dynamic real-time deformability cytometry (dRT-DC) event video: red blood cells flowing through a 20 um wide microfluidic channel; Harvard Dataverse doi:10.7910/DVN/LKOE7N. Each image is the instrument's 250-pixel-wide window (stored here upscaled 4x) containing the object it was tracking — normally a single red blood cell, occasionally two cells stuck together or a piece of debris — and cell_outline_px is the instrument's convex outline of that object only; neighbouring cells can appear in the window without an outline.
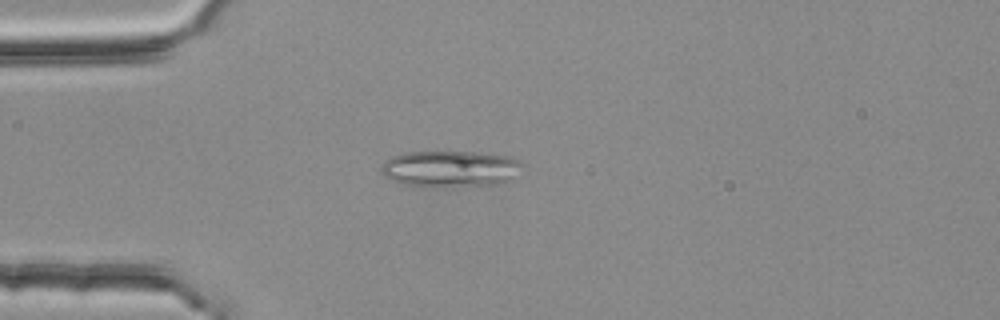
{"species": "common noctule bat (a hibernating species)", "species_latin": "Nyctalus noctula", "temperature_condition": "room temperature", "stored_images_in_passage": 2, "camera_frame_rate_fps": 3000, "um_per_image_px": 0.085, "animal": {"sex": "female", "body_mass_g": 25.1}, "frame": {"image": 1, "passage_image": 2, "time_ms": 0.333, "image_size_px": [1000, 320], "cell_outline_px": [[524, 164], [520, 176], [500, 184], [444, 188], [424, 188], [404, 184], [392, 180], [384, 176], [380, 172], [380, 168], [384, 160], [392, 156], [404, 152], [480, 152], [508, 156]], "centroid_in_image_um": [38.29, 14.38], "position_along_channel_um": 46.7, "area_um2": 30.98}}